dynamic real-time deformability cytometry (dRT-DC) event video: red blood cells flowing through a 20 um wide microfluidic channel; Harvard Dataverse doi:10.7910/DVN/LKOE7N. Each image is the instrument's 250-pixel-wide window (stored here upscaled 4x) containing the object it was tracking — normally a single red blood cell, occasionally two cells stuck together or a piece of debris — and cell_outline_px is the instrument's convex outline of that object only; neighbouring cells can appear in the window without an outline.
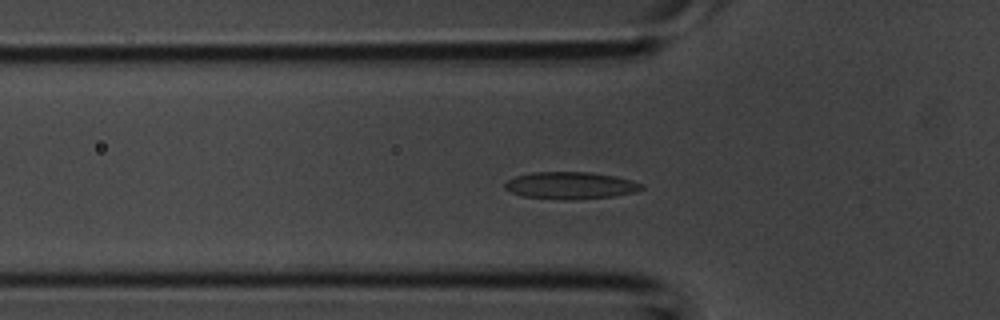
{"species": "common noctule bat (a hibernating species)", "species_latin": "Nyctalus noctula", "temperature_condition": "room temperature", "stored_images_in_passage": 43, "camera_frame_rate_fps": 3000, "um_per_image_px": 0.085, "animal": {"sex": "male", "body_mass_g": 20.1, "forearm_length_mm": 53.5}, "frame": {"image": 1, "passage_image": 13, "time_ms": 4.0, "image_size_px": [1000, 320], "cell_outline_px": [[644, 188], [636, 192], [612, 196], [576, 200], [564, 200], [524, 196], [512, 192], [504, 188], [504, 184], [508, 180], [516, 176], [532, 172], [588, 172], [616, 176], [632, 180], [644, 184]], "centroid_in_image_um": [48.53, 15.76], "position_along_channel_um": 77.3, "area_um2": 21.68}}
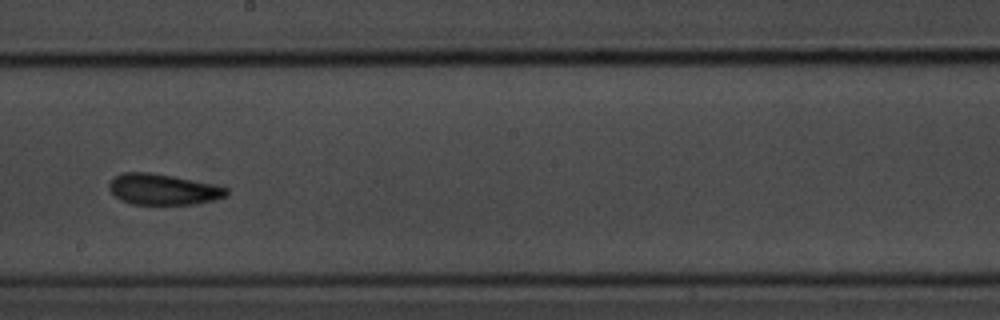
{"frame": {"image": 2, "passage_image": 23, "time_ms": 7.333, "image_size_px": [1000, 320], "cell_outline_px": [[228, 196], [212, 200], [192, 204], [132, 204], [120, 200], [108, 188], [108, 184], [116, 176], [124, 172], [148, 172], [172, 176], [228, 188]], "centroid_in_image_um": [13.83, 16.1], "position_along_channel_um": 234.4, "area_um2": 20.75}}
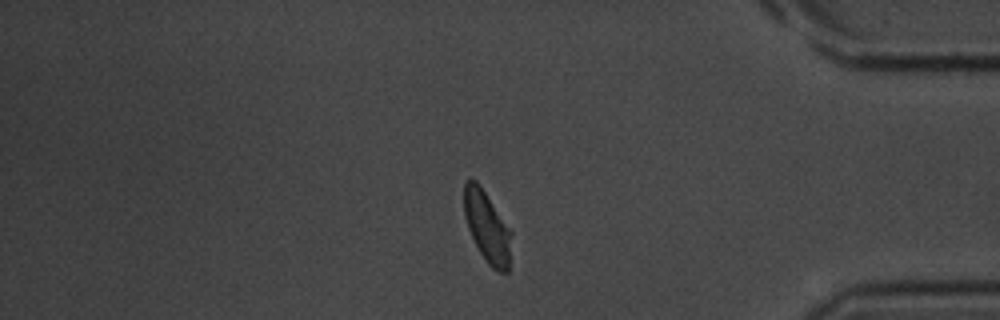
{"frame": {"image": 3, "passage_image": 35, "time_ms": 11.333, "image_size_px": [1000, 320], "cell_outline_px": [[512, 232], [508, 272], [500, 272], [492, 268], [488, 264], [480, 252], [468, 228], [464, 216], [464, 180], [468, 176], [476, 180], [480, 184]], "centroid_in_image_um": [41.39, 19.23], "position_along_channel_um": 393.8, "area_um2": 19.65}}